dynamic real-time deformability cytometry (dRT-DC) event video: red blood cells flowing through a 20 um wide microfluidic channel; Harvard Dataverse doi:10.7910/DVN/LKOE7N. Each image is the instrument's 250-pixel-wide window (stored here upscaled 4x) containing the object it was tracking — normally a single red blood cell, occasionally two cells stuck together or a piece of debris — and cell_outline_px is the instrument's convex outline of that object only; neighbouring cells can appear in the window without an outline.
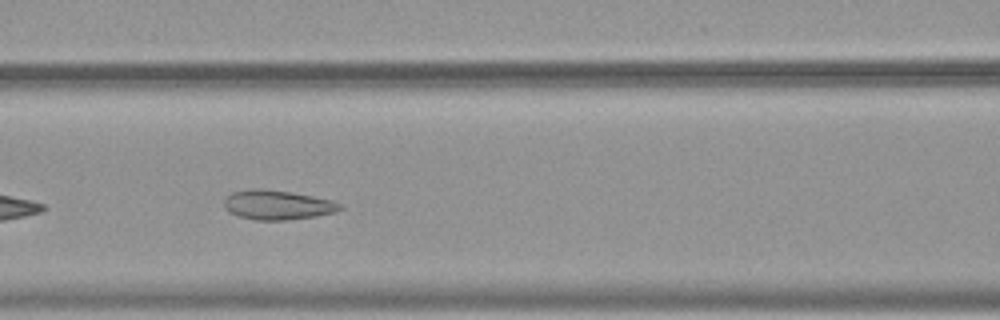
{"species": "common noctule bat (a hibernating species)", "species_latin": "Nyctalus noctula", "temperature_condition": "warm", "stored_images_in_passage": 15, "camera_frame_rate_fps": 3000, "um_per_image_px": 0.085, "animal": {"sex": "female", "body_mass_g": 19.9}, "frame": {"image": 1, "passage_image": 8, "time_ms": 2.333, "image_size_px": [1000, 320], "cell_outline_px": [[344, 208], [336, 212], [316, 216], [288, 220], [252, 220], [236, 216], [228, 212], [224, 208], [224, 196], [232, 192], [252, 188], [260, 188], [292, 192], [332, 200], [344, 204]], "centroid_in_image_um": [23.56, 17.42], "position_along_channel_um": 143.0, "area_um2": 20.4}}
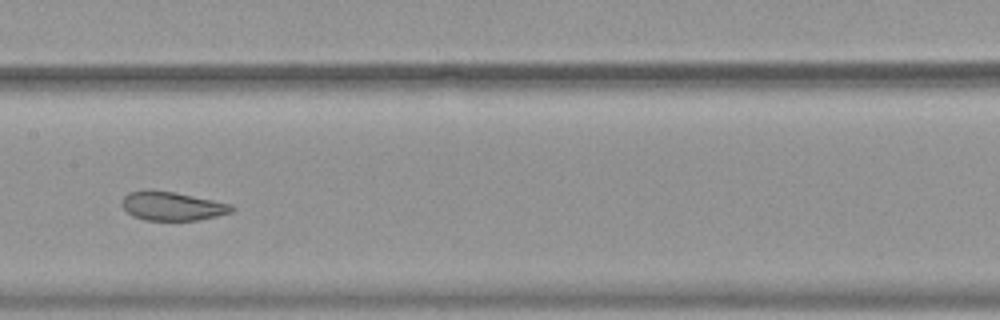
{"frame": {"image": 2, "passage_image": 12, "time_ms": 3.667, "image_size_px": [1000, 320], "cell_outline_px": [[236, 208], [232, 212], [216, 216], [196, 220], [144, 220], [132, 216], [120, 204], [124, 196], [128, 192], [172, 192], [232, 204]], "centroid_in_image_um": [14.66, 17.55], "position_along_channel_um": 192.7, "area_um2": 17.86}}